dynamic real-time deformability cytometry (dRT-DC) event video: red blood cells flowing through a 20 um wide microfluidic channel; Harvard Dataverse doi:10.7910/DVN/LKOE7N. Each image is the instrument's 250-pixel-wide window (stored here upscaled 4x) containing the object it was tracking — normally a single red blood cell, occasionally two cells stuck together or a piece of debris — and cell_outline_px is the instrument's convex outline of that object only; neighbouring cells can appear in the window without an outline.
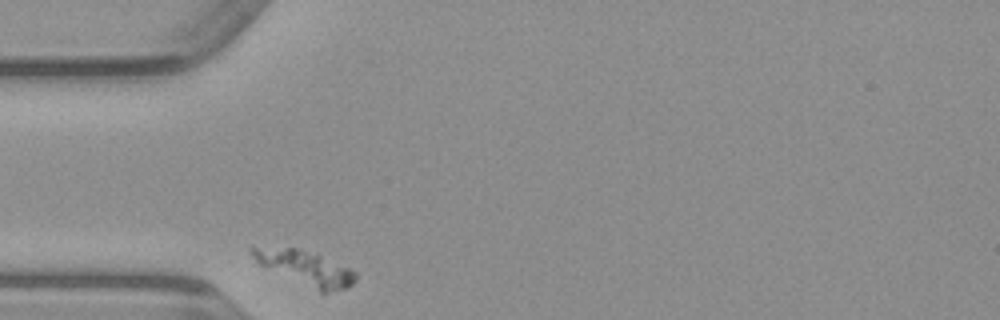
{"species": "common noctule bat (a hibernating species)", "species_latin": "Nyctalus noctula", "temperature_condition": "warm", "stored_images_in_passage": 28, "camera_frame_rate_fps": 3000, "um_per_image_px": 0.085, "animal": {"sex": "male", "body_mass_g": 23.1, "forearm_length_mm": 52.7}, "frame": {"image": 1, "passage_image": 1, "time_ms": 0.0, "image_size_px": [1000, 320], "cell_outline_px": [[356, 280], [348, 288], [328, 292], [320, 292], [264, 268], [252, 256], [248, 248], [252, 244], [296, 248], [320, 256], [348, 268], [356, 272]], "centroid_in_image_um": [25.84, 22.75], "position_along_channel_um": 59.2, "area_um2": 20.87}}
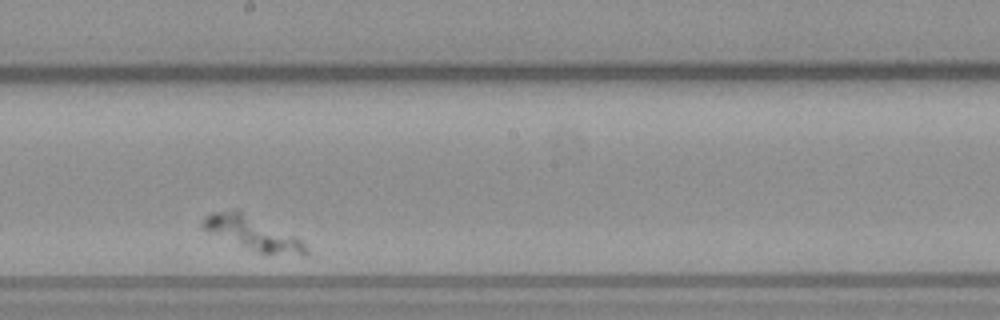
{"frame": {"image": 2, "passage_image": 16, "time_ms": 5.0, "image_size_px": [1000, 320], "cell_outline_px": [[308, 252], [304, 256], [300, 256], [260, 252], [240, 244], [212, 232], [204, 228], [200, 224], [212, 212], [236, 208], [296, 236], [308, 248]], "centroid_in_image_um": [21.56, 19.8], "position_along_channel_um": 226.6, "area_um2": 19.42}}
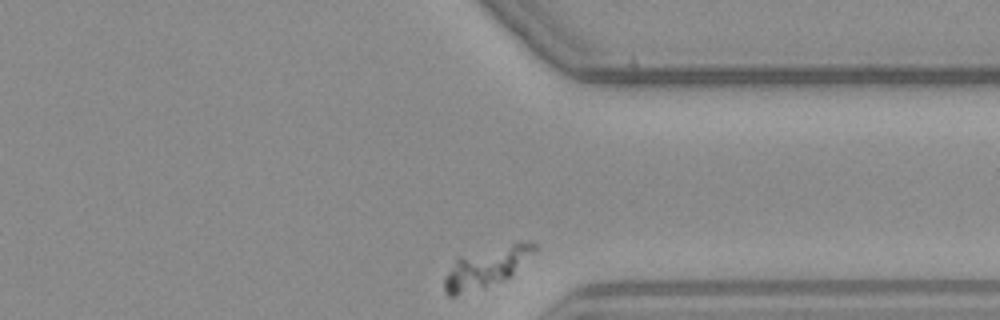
{"frame": {"image": 3, "passage_image": 28, "time_ms": 9.0, "image_size_px": [1000, 320], "cell_outline_px": [[536, 248], [508, 276], [484, 288], [456, 296], [448, 296], [444, 292], [444, 280], [456, 256], [512, 244], [536, 244]], "centroid_in_image_um": [41.16, 22.78], "position_along_channel_um": 370.2, "area_um2": 19.88}}